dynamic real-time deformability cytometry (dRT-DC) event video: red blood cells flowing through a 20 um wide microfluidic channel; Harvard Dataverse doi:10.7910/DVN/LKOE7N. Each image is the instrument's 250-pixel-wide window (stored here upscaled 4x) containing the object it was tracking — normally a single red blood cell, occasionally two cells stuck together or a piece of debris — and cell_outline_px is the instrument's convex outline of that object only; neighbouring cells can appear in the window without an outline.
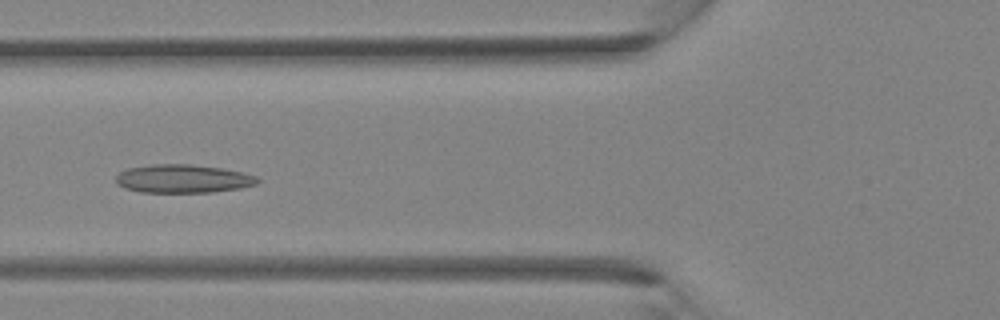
{"species": "Egyptian fruit bat (a non-hibernating species)", "species_latin": "Rousettus aegyptiacus", "temperature_condition": "room temperature", "stored_images_in_passage": 26, "camera_frame_rate_fps": 3000, "um_per_image_px": 0.085, "animal": {"sex": "female"}, "frame": {"image": 1, "passage_image": 3, "time_ms": 0.667, "image_size_px": [1000, 320], "cell_outline_px": [[260, 180], [256, 184], [240, 188], [212, 192], [140, 192], [124, 188], [116, 184], [116, 176], [120, 172], [128, 168], [148, 164], [188, 164], [220, 168], [244, 172], [260, 176]], "centroid_in_image_um": [15.56, 15.19], "position_along_channel_um": 110.2, "area_um2": 23.58}}
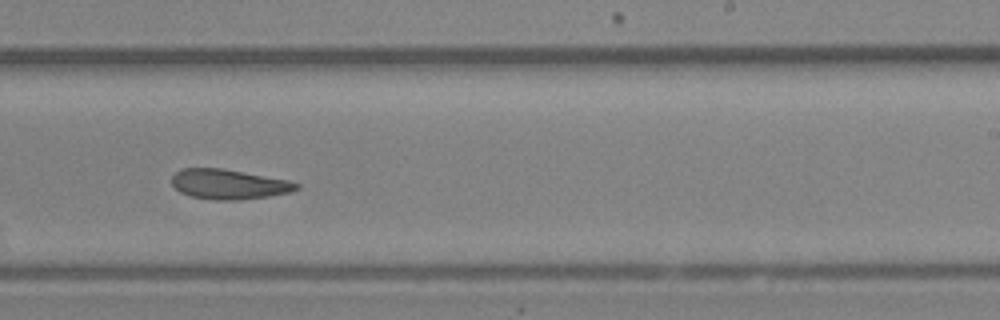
{"frame": {"image": 2, "passage_image": 12, "time_ms": 3.667, "image_size_px": [1000, 320], "cell_outline_px": [[300, 188], [288, 192], [268, 196], [236, 200], [216, 200], [192, 196], [180, 192], [172, 184], [172, 176], [180, 168], [224, 168], [288, 180], [300, 184]], "centroid_in_image_um": [19.44, 15.64], "position_along_channel_um": 269.6, "area_um2": 21.62}}
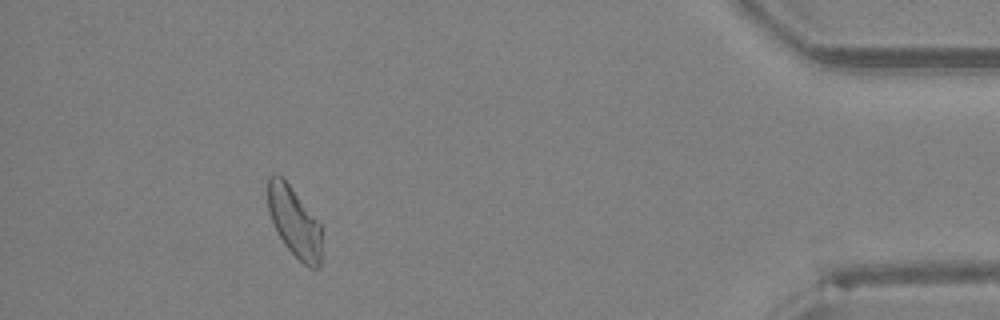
{"frame": {"image": 3, "passage_image": 23, "time_ms": 7.333, "image_size_px": [1000, 320], "cell_outline_px": [[320, 264], [316, 268], [312, 268], [304, 264], [284, 244], [268, 212], [268, 176], [280, 176], [288, 184], [320, 224]], "centroid_in_image_um": [25.0, 18.88], "position_along_channel_um": 410.2, "area_um2": 21.04}}